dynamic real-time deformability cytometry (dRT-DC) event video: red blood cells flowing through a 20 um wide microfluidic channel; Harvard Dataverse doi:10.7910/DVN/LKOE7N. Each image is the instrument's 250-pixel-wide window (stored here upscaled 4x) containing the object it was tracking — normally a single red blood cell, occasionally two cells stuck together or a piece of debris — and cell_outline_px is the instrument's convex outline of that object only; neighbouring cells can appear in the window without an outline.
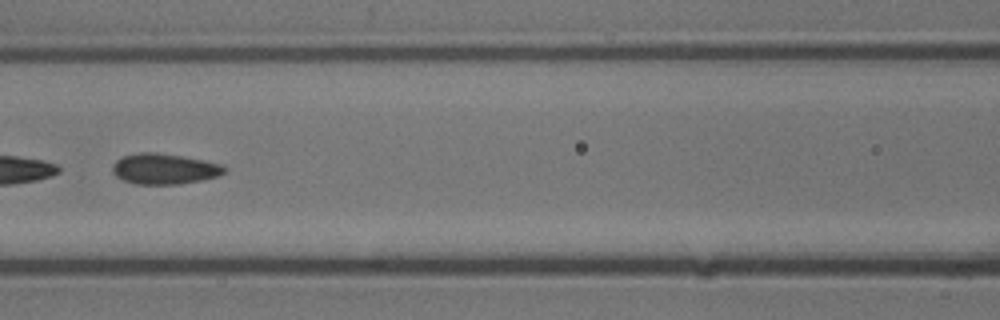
{"species": "common noctule bat (a hibernating species)", "species_latin": "Nyctalus noctula", "temperature_condition": "cold", "stored_images_in_passage": 19, "camera_frame_rate_fps": 3000, "um_per_image_px": 0.085, "animal": {"sex": "male", "body_mass_g": 13.3}, "frame": {"image": 1, "passage_image": 14, "time_ms": 4.333, "image_size_px": [1000, 320], "cell_outline_px": [[228, 168], [224, 172], [216, 176], [200, 180], [180, 184], [136, 184], [124, 180], [116, 176], [112, 172], [112, 164], [120, 156], [140, 152], [156, 152], [180, 156], [220, 164]], "centroid_in_image_um": [13.9, 14.35], "position_along_channel_um": 152.7, "area_um2": 19.83}}